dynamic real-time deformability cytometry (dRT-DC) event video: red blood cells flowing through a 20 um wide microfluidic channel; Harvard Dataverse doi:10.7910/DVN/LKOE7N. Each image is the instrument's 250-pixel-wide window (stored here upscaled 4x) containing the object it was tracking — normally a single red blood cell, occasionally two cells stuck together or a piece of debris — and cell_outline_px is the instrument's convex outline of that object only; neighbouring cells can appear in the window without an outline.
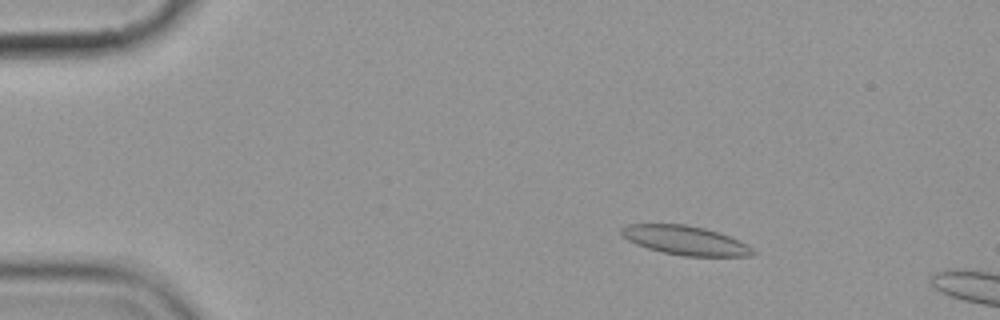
{"species": "common noctule bat (a hibernating species)", "species_latin": "Nyctalus noctula", "temperature_condition": "cold", "stored_images_in_passage": 4, "camera_frame_rate_fps": 3000, "um_per_image_px": 0.085, "animal": {"sex": "female", "body_mass_g": 19.9}, "frame": {"image": 1, "passage_image": 2, "time_ms": 1.333, "image_size_px": [1000, 320], "cell_outline_px": [[756, 252], [752, 256], [684, 256], [664, 252], [648, 248], [636, 244], [628, 240], [620, 232], [620, 228], [628, 224], [684, 224], [704, 228], [740, 240], [748, 244]], "centroid_in_image_um": [58.26, 20.43], "position_along_channel_um": 26.7, "area_um2": 22.14}}